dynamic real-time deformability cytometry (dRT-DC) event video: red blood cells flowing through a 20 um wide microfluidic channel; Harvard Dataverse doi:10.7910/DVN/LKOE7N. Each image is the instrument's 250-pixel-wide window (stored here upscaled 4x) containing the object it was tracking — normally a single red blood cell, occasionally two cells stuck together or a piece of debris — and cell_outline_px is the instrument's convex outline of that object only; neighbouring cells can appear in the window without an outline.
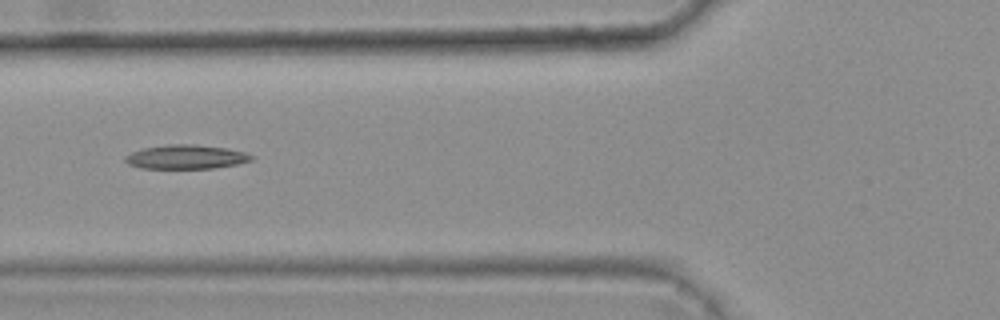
{"species": "common noctule bat (a hibernating species)", "species_latin": "Nyctalus noctula", "temperature_condition": "warm", "stored_images_in_passage": 6, "camera_frame_rate_fps": 3000, "um_per_image_px": 0.085, "animal": {"sex": "female", "body_mass_g": 25.1}, "frame": {"image": 1, "passage_image": 5, "time_ms": 1.333, "image_size_px": [1000, 320], "cell_outline_px": [[252, 160], [236, 164], [212, 168], [140, 168], [128, 164], [124, 160], [124, 156], [132, 152], [144, 148], [168, 144], [196, 144], [228, 148], [244, 152], [252, 156]], "centroid_in_image_um": [15.78, 13.33], "position_along_channel_um": 110.0, "area_um2": 17.63}}
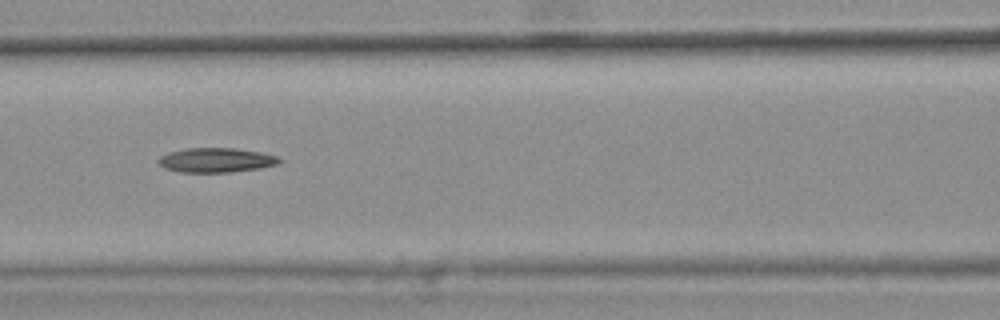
{"frame": {"image": 2, "passage_image": 6, "time_ms": 1.667, "image_size_px": [1000, 320], "cell_outline_px": [[280, 160], [276, 164], [260, 168], [232, 172], [180, 172], [164, 168], [156, 160], [160, 156], [168, 152], [184, 148], [232, 148], [260, 152], [276, 156]], "centroid_in_image_um": [18.3, 13.61], "position_along_channel_um": 148.3, "area_um2": 17.17}}